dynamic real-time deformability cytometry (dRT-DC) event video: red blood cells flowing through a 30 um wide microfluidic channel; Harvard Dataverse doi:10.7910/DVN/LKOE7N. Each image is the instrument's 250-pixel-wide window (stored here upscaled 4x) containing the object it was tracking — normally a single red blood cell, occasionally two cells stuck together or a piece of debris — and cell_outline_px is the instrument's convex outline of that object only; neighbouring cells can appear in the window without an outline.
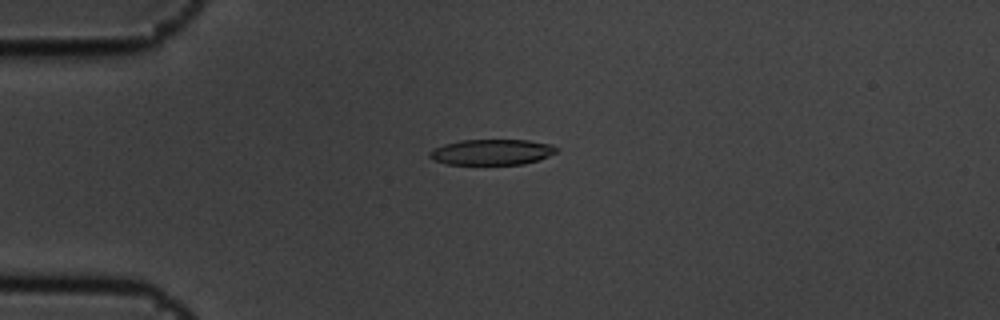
{"species": "common noctule bat (a hibernating species)", "species_latin": "Nyctalus noctula", "temperature_condition": "cold", "stored_images_in_passage": 6, "camera_frame_rate_fps": 3000, "um_per_image_px": 0.085, "animal": {"sex": "male", "body_mass_g": 19.5, "forearm_length_mm": 54.6}, "frame": {"image": 1, "passage_image": 6, "time_ms": 1.667, "image_size_px": [1000, 320], "cell_outline_px": [[560, 148], [556, 152], [540, 160], [524, 164], [448, 164], [432, 160], [428, 156], [428, 152], [444, 144], [460, 140], [528, 140], [552, 144]], "centroid_in_image_um": [41.83, 12.92], "position_along_channel_um": 43.2, "area_um2": 19.07}}